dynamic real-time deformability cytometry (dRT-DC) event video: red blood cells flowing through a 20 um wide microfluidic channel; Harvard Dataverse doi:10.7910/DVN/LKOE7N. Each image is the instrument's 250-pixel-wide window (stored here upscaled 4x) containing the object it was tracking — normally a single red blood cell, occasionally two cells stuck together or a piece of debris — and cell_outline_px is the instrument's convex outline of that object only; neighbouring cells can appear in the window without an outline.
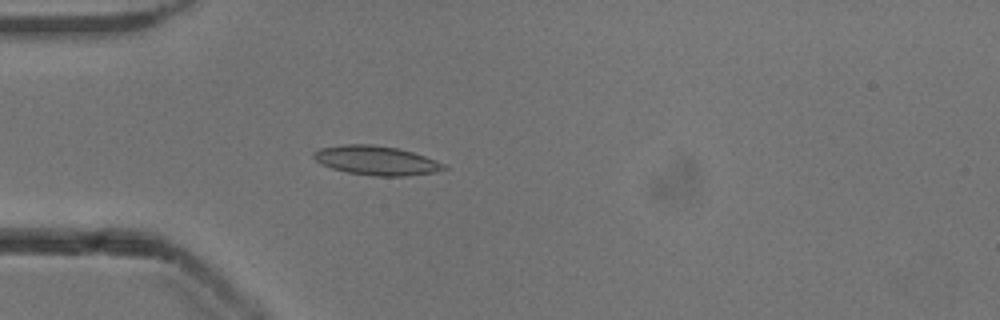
{"species": "common noctule bat (a hibernating species)", "species_latin": "Nyctalus noctula", "temperature_condition": "cold", "stored_images_in_passage": 38, "camera_frame_rate_fps": 3000, "um_per_image_px": 0.085, "animal": {"sex": "male", "body_mass_g": 13.3}, "frame": {"image": 1, "passage_image": 1, "time_ms": 0.0, "image_size_px": [1000, 320], "cell_outline_px": [[448, 168], [432, 172], [408, 176], [372, 176], [348, 172], [332, 168], [320, 164], [312, 156], [312, 152], [320, 148], [344, 144], [372, 144], [400, 148], [424, 156], [444, 164]], "centroid_in_image_um": [31.94, 13.63], "position_along_channel_um": 53.1, "area_um2": 22.14}}
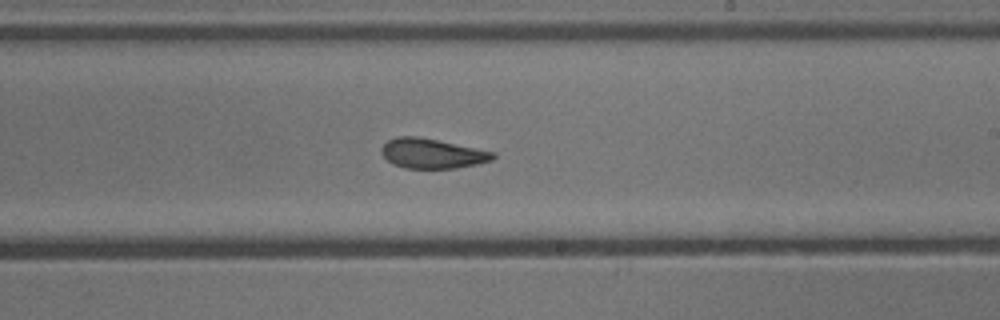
{"frame": {"image": 2, "passage_image": 17, "time_ms": 5.333, "image_size_px": [1000, 320], "cell_outline_px": [[496, 156], [492, 160], [476, 164], [456, 168], [404, 168], [392, 164], [380, 152], [380, 148], [388, 140], [396, 136], [416, 136], [496, 152]], "centroid_in_image_um": [36.71, 13.05], "position_along_channel_um": 252.3, "area_um2": 19.31}}
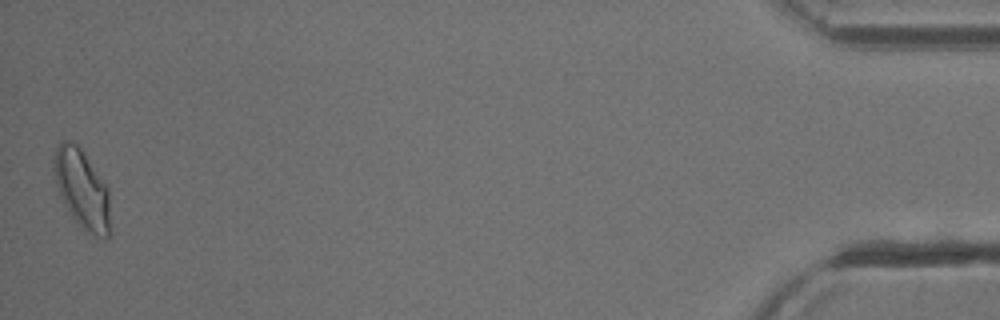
{"frame": {"image": 3, "passage_image": 38, "time_ms": 12.333, "image_size_px": [1000, 320], "cell_outline_px": [[112, 232], [104, 240], [84, 232], [68, 212], [60, 196], [56, 184], [52, 168], [52, 160], [56, 148], [60, 140], [68, 140], [76, 144], [80, 148], [108, 188]], "centroid_in_image_um": [6.97, 16.14], "position_along_channel_um": 428.2, "area_um2": 26.59}, "authors_computed_cell_mechanics": {"area_um2": 20.2011, "velocity_mm_per_s": 3.8851, "shape_relaxation_time_tau1_ms": 3.208, "shape_relaxation_time_tau2_ms": 1.456, "deformation_change_tau1": 0.1364, "deformation_change_tau2": 0.0771}}